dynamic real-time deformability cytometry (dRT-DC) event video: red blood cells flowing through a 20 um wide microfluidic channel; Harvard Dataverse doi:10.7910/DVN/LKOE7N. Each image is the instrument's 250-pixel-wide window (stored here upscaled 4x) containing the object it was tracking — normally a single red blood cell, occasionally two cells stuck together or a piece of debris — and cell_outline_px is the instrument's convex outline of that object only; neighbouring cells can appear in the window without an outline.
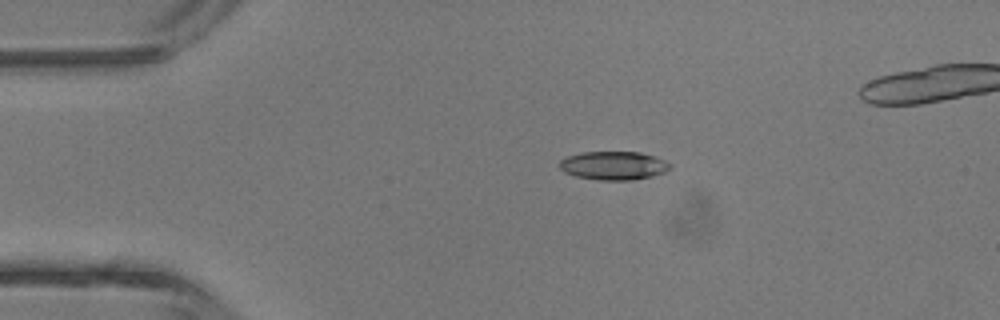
{"species": "common noctule bat (a hibernating species)", "species_latin": "Nyctalus noctula", "temperature_condition": "room temperature", "stored_images_in_passage": 5, "camera_frame_rate_fps": 3000, "um_per_image_px": 0.085, "animal": {"sex": "male", "body_mass_g": 13.3}, "frame": {"image": 1, "passage_image": 3, "time_ms": 2.333, "image_size_px": [1000, 320], "cell_outline_px": [[672, 168], [664, 172], [652, 176], [632, 180], [600, 180], [576, 176], [564, 172], [560, 168], [560, 160], [568, 156], [584, 152], [640, 152], [664, 160], [672, 164]], "centroid_in_image_um": [52.17, 14.08], "position_along_channel_um": 32.8, "area_um2": 18.26}}